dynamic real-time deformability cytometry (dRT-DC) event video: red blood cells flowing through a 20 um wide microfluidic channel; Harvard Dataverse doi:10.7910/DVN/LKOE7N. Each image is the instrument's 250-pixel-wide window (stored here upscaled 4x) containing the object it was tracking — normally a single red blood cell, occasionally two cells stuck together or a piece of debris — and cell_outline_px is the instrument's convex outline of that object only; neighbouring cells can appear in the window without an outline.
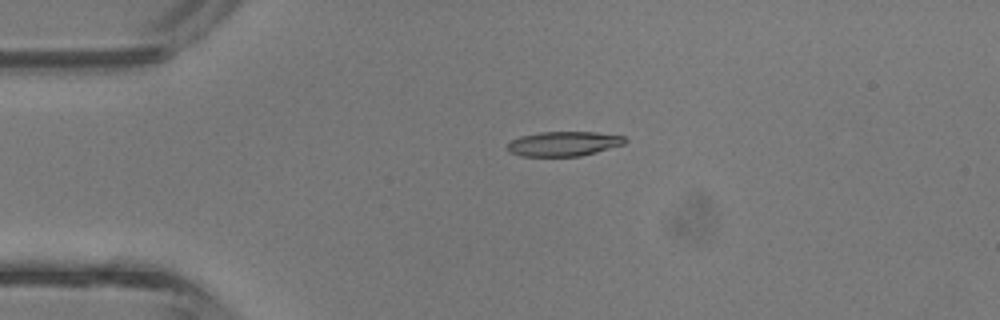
{"species": "common noctule bat (a hibernating species)", "species_latin": "Nyctalus noctula", "temperature_condition": "room temperature", "stored_images_in_passage": 3, "camera_frame_rate_fps": 3000, "um_per_image_px": 0.085, "animal": {"sex": "male", "body_mass_g": 13.3}, "frame": {"image": 1, "passage_image": 1, "time_ms": 0.0, "image_size_px": [1000, 320], "cell_outline_px": [[628, 140], [624, 144], [596, 152], [580, 156], [520, 156], [512, 152], [508, 148], [508, 144], [512, 140], [520, 136], [540, 132], [596, 132], [624, 136]], "centroid_in_image_um": [47.94, 12.21], "position_along_channel_um": 37.1, "area_um2": 16.76}}
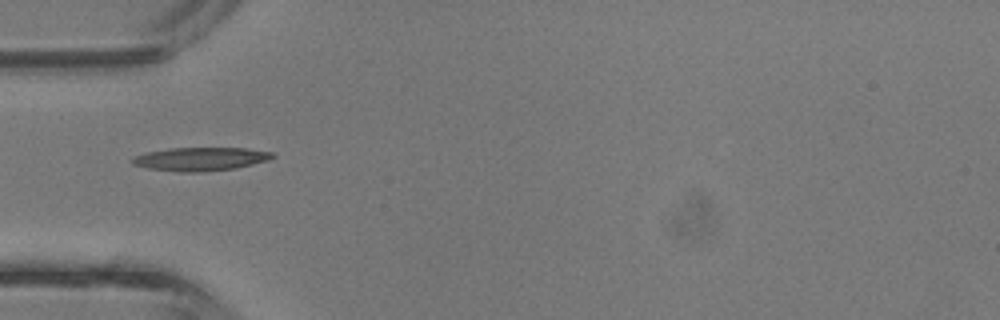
{"frame": {"image": 2, "passage_image": 2, "time_ms": 0.333, "image_size_px": [1000, 320], "cell_outline_px": [[276, 156], [268, 160], [236, 168], [196, 172], [180, 172], [148, 168], [132, 164], [132, 160], [136, 156], [144, 152], [172, 148], [244, 148], [276, 152]], "centroid_in_image_um": [17.08, 13.51], "position_along_channel_um": 67.9, "area_um2": 19.07}}
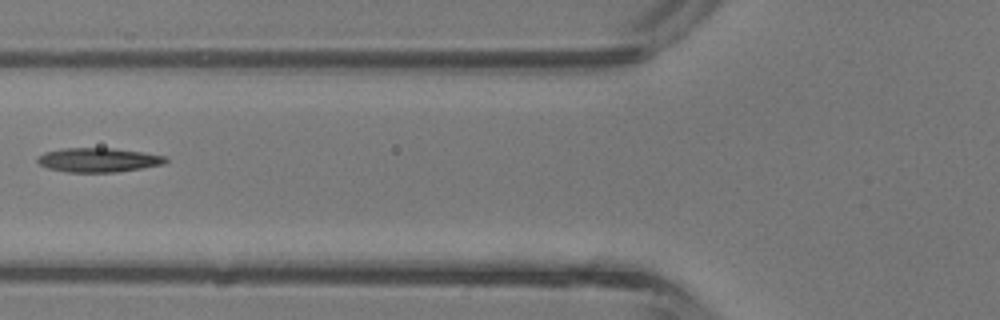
{"frame": {"image": 3, "passage_image": 3, "time_ms": 0.667, "image_size_px": [1000, 320], "cell_outline_px": [[168, 160], [164, 164], [144, 168], [116, 172], [68, 172], [48, 168], [40, 164], [36, 160], [44, 152], [64, 148], [112, 148], [144, 152], [164, 156]], "centroid_in_image_um": [8.38, 13.6], "position_along_channel_um": 117.4, "area_um2": 18.03}}